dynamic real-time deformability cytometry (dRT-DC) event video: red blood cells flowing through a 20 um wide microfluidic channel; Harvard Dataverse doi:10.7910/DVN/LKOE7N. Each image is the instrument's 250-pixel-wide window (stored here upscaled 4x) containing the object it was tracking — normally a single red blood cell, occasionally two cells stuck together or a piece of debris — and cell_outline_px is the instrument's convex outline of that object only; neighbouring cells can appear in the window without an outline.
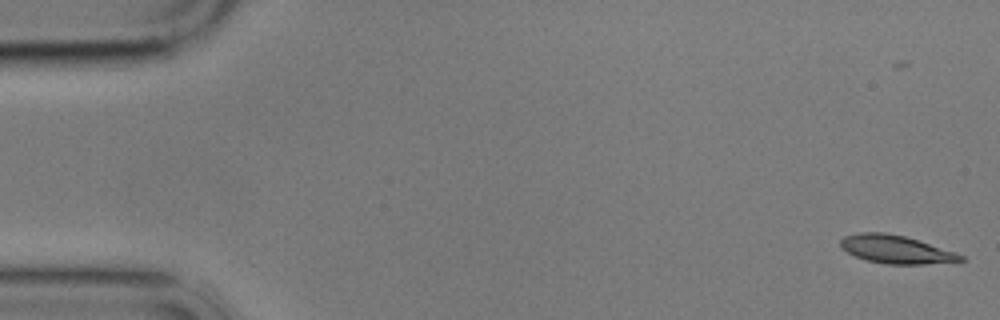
{"species": "common noctule bat (a hibernating species)", "species_latin": "Nyctalus noctula", "temperature_condition": "cold", "stored_images_in_passage": 5, "camera_frame_rate_fps": 3000, "um_per_image_px": 0.085, "animal": {"sex": "male", "body_mass_g": 17.9}, "frame": {"image": 1, "passage_image": 1, "time_ms": 0.0, "image_size_px": [1000, 320], "cell_outline_px": [[964, 260], [924, 264], [884, 264], [868, 260], [856, 256], [840, 248], [840, 240], [844, 236], [860, 232], [884, 232], [904, 236], [964, 256]], "centroid_in_image_um": [76.06, 21.19], "position_along_channel_um": 8.9, "area_um2": 19.19}}
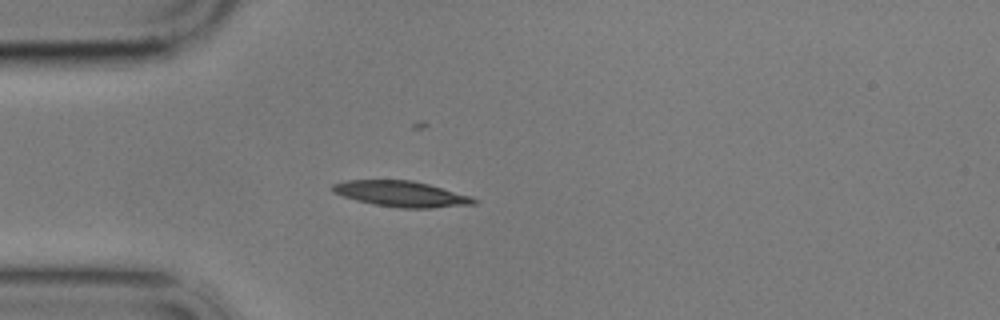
{"frame": {"image": 2, "passage_image": 5, "time_ms": 4.667, "image_size_px": [1000, 320], "cell_outline_px": [[480, 200], [476, 204], [432, 208], [400, 208], [376, 204], [356, 200], [332, 192], [332, 184], [348, 180], [412, 180], [428, 184], [472, 196]], "centroid_in_image_um": [34.16, 16.48], "position_along_channel_um": 50.8, "area_um2": 21.15}}